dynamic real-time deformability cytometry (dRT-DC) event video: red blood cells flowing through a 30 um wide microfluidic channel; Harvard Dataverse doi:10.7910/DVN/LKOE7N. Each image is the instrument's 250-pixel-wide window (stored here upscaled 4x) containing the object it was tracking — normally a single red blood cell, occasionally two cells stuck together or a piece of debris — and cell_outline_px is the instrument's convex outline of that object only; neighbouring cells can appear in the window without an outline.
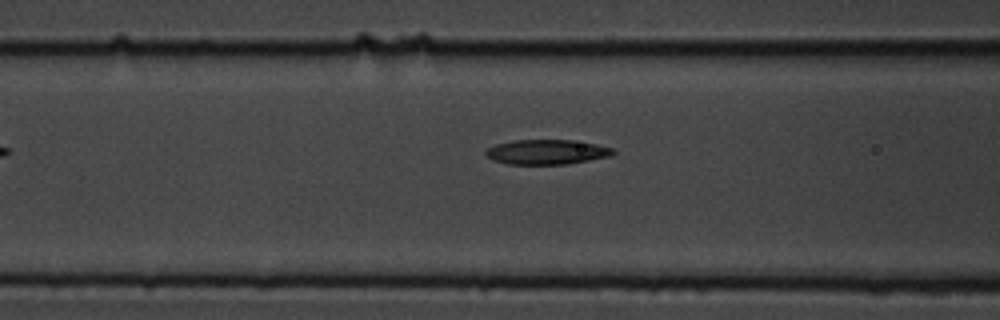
{"species": "common noctule bat (a hibernating species)", "species_latin": "Nyctalus noctula", "temperature_condition": "cold", "stored_images_in_passage": 6, "camera_frame_rate_fps": 3000, "um_per_image_px": 0.085, "animal": {"sex": "male", "body_mass_g": 19.5, "forearm_length_mm": 54.6}, "frame": {"image": 1, "passage_image": 6, "time_ms": 1.667, "image_size_px": [1000, 320], "cell_outline_px": [[616, 152], [612, 156], [568, 164], [508, 164], [492, 160], [484, 152], [488, 148], [496, 144], [516, 140], [572, 140], [596, 144], [612, 148]], "centroid_in_image_um": [46.5, 12.92], "position_along_channel_um": 120.1, "area_um2": 18.38}}